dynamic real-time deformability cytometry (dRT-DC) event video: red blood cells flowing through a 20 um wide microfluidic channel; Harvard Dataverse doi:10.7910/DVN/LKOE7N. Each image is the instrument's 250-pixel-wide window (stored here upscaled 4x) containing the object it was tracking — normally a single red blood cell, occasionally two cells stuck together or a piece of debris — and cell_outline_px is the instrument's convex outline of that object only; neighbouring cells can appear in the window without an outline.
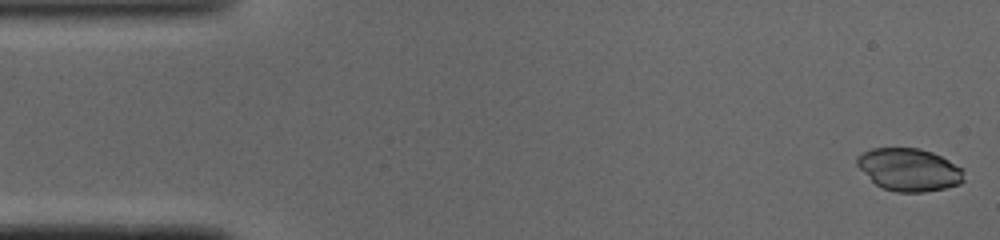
{"species": "common noctule bat (a hibernating species)", "species_latin": "Nyctalus noctula", "temperature_condition": "cold", "stored_images_in_passage": 48, "camera_frame_rate_fps": 3000, "um_per_image_px": 0.085, "animal": {"sex": "male", "body_mass_g": 19.0, "forearm_length_mm": 50.8}, "frame": {"image": 1, "passage_image": 1, "time_ms": 0.0, "image_size_px": [1000, 240], "cell_outline_px": [[964, 180], [960, 184], [944, 188], [924, 192], [896, 192], [884, 188], [876, 184], [856, 164], [856, 156], [872, 148], [920, 148], [932, 152], [948, 160], [960, 168], [964, 172]], "centroid_in_image_um": [77.27, 14.42], "position_along_channel_um": 7.7, "area_um2": 26.36}}
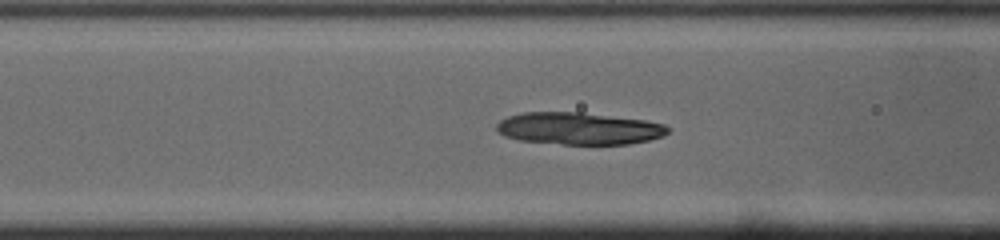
{"frame": {"image": 2, "passage_image": 18, "time_ms": 5.667, "image_size_px": [1000, 240], "cell_outline_px": [[668, 132], [664, 136], [648, 140], [628, 144], [564, 144], [520, 140], [504, 136], [496, 128], [496, 124], [500, 120], [508, 116], [524, 112], [580, 112], [644, 120], [664, 124], [668, 128]], "centroid_in_image_um": [49.19, 10.92], "position_along_channel_um": 117.4, "area_um2": 31.91}}
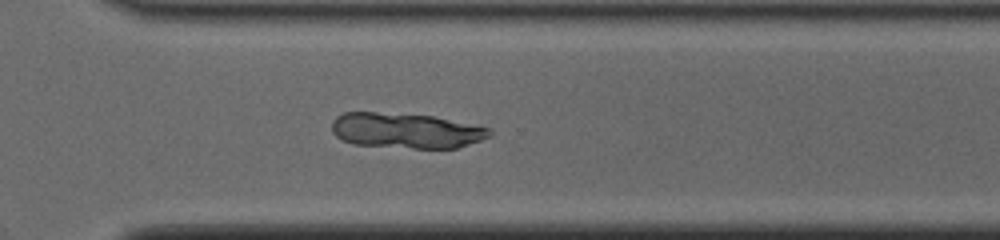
{"frame": {"image": 3, "passage_image": 34, "time_ms": 11.0, "image_size_px": [1000, 240], "cell_outline_px": [[492, 136], [456, 148], [412, 148], [352, 144], [336, 136], [332, 132], [332, 120], [336, 116], [344, 112], [376, 112], [432, 116], [488, 128], [492, 132]], "centroid_in_image_um": [34.46, 11.1], "position_along_channel_um": 336.1, "area_um2": 32.19}}